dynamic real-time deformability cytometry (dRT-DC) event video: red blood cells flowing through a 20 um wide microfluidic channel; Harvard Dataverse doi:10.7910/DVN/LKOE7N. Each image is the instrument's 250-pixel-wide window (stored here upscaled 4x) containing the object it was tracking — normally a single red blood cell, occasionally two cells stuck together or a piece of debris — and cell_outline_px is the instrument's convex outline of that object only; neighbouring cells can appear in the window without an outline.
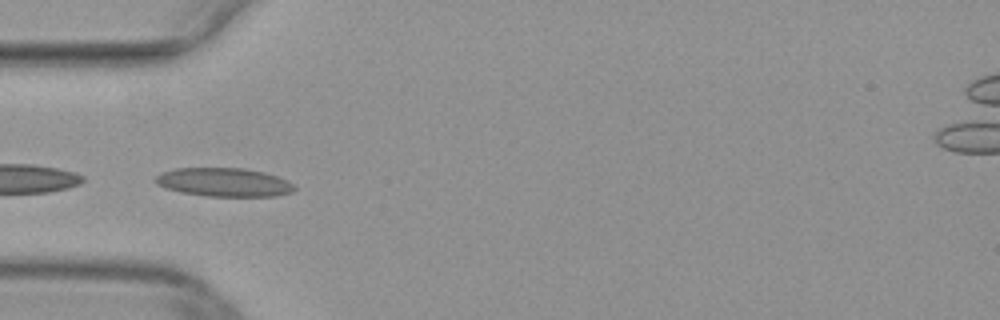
{"species": "common noctule bat (a hibernating species)", "species_latin": "Nyctalus noctula", "temperature_condition": "warm", "stored_images_in_passage": 49, "camera_frame_rate_fps": 3000, "um_per_image_px": 0.085, "animal": {"sex": "female", "body_mass_g": 29.2, "forearm_length_mm": 56.3}, "frame": {"image": 1, "passage_image": 15, "time_ms": 4.667, "image_size_px": [1000, 320], "cell_outline_px": [[296, 188], [292, 192], [276, 196], [204, 196], [180, 192], [164, 188], [156, 184], [152, 180], [160, 172], [176, 168], [244, 168], [264, 172], [288, 180]], "centroid_in_image_um": [18.99, 15.49], "position_along_channel_um": 66.0, "area_um2": 23.41}}
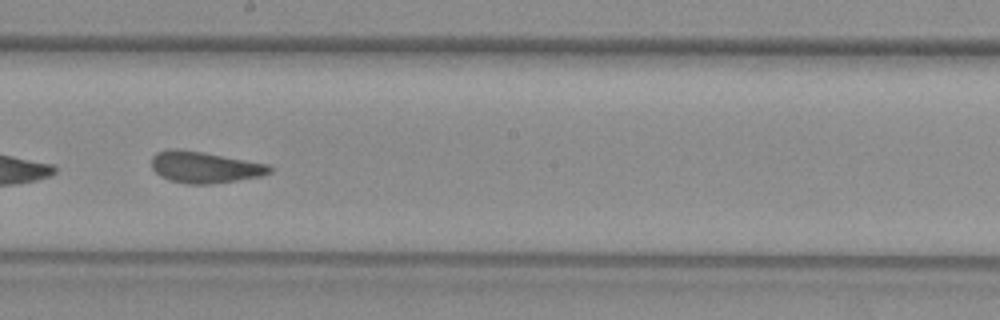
{"frame": {"image": 2, "passage_image": 27, "time_ms": 8.667, "image_size_px": [1000, 320], "cell_outline_px": [[272, 172], [260, 176], [236, 180], [208, 184], [184, 184], [160, 176], [152, 168], [152, 156], [156, 152], [172, 148], [176, 148], [204, 152], [268, 164], [272, 168]], "centroid_in_image_um": [17.37, 14.2], "position_along_channel_um": 230.8, "area_um2": 21.56}}
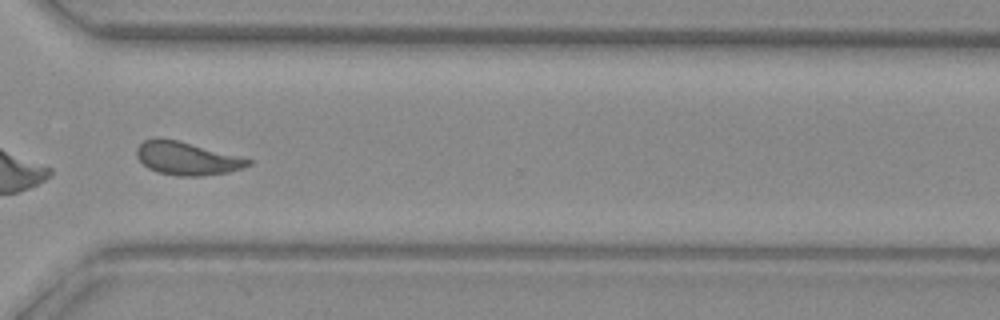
{"frame": {"image": 3, "passage_image": 36, "time_ms": 11.667, "image_size_px": [1000, 320], "cell_outline_px": [[252, 164], [244, 168], [228, 172], [200, 176], [176, 176], [156, 172], [148, 168], [136, 156], [136, 148], [144, 140], [156, 136], [160, 136], [240, 156], [252, 160]], "centroid_in_image_um": [15.86, 13.46], "position_along_channel_um": 354.7, "area_um2": 21.68}}